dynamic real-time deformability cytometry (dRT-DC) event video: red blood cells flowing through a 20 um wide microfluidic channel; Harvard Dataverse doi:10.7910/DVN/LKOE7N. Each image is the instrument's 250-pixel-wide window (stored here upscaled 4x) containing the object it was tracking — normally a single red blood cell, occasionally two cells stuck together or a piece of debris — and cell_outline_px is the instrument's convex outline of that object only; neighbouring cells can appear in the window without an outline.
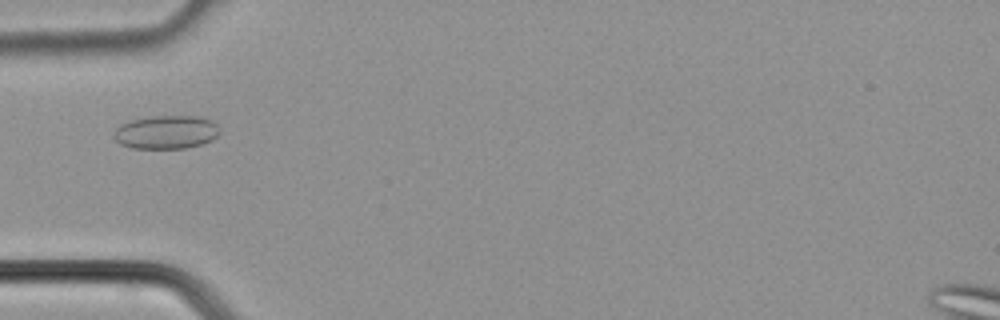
{"species": "common noctule bat (a hibernating species)", "species_latin": "Nyctalus noctula", "temperature_condition": "cold", "stored_images_in_passage": 23, "camera_frame_rate_fps": 3000, "um_per_image_px": 0.085, "animal": {"sex": "male", "body_mass_g": 21.5, "forearm_length_mm": 52.0}, "frame": {"image": 1, "passage_image": 2, "time_ms": 0.333, "image_size_px": [1000, 320], "cell_outline_px": [[220, 132], [212, 140], [200, 144], [184, 148], [132, 148], [120, 144], [112, 136], [112, 132], [120, 124], [128, 120], [152, 116], [200, 116], [212, 120], [220, 128]], "centroid_in_image_um": [14.1, 11.22], "position_along_channel_um": 70.9, "area_um2": 20.87}}
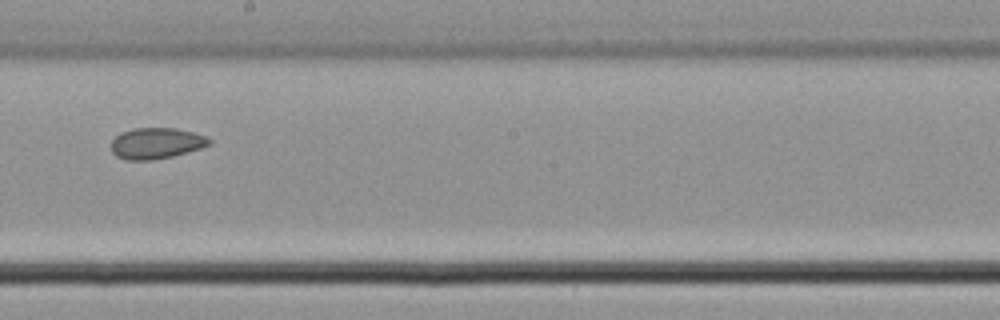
{"frame": {"image": 2, "passage_image": 11, "time_ms": 3.333, "image_size_px": [1000, 320], "cell_outline_px": [[212, 144], [200, 148], [172, 156], [152, 160], [124, 160], [116, 156], [112, 152], [112, 140], [120, 132], [132, 128], [176, 128], [208, 136], [212, 140]], "centroid_in_image_um": [13.28, 12.17], "position_along_channel_um": 234.9, "area_um2": 17.86}}
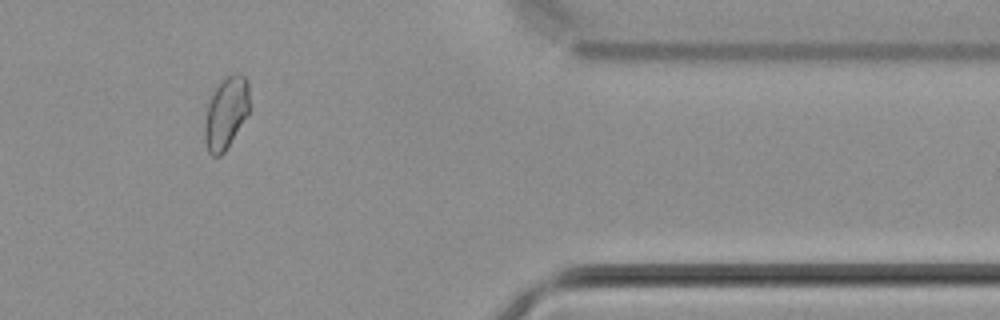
{"frame": {"image": 3, "passage_image": 21, "time_ms": 6.667, "image_size_px": [1000, 320], "cell_outline_px": [[248, 112], [224, 152], [220, 156], [212, 156], [208, 152], [204, 140], [204, 128], [208, 104], [216, 88], [232, 72], [236, 72], [244, 76], [248, 80]], "centroid_in_image_um": [19.19, 9.61], "position_along_channel_um": 392.2, "area_um2": 18.26}}